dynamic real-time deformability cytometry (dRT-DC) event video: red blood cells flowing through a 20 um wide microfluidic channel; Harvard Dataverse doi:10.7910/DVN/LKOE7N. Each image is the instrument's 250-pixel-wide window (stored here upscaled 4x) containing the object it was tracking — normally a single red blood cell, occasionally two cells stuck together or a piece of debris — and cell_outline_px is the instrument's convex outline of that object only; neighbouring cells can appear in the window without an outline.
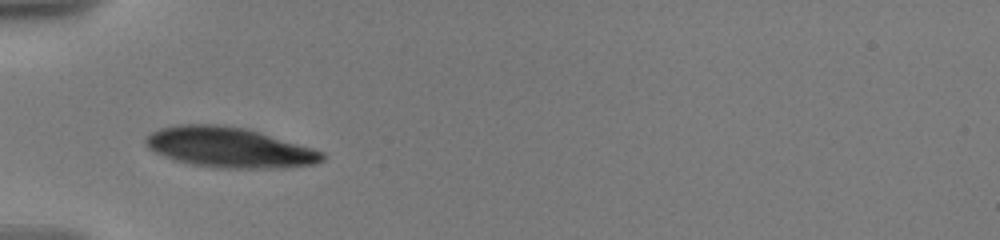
{"species": "human", "species_latin": "Homo sapiens", "temperature_condition": "warm", "stored_images_in_passage": 64, "camera_frame_rate_fps": 3000, "um_per_image_px": 0.085, "donor": {"sex": "male"}, "frame": {"image": 1, "passage_image": 1, "time_ms": 0.0, "image_size_px": [1000, 240], "cell_outline_px": [[324, 160], [316, 164], [284, 168], [216, 168], [192, 164], [176, 160], [164, 156], [148, 148], [144, 140], [144, 136], [160, 128], [176, 124], [224, 124], [248, 128], [312, 148], [324, 152]], "centroid_in_image_um": [19.48, 12.52], "position_along_channel_um": 65.5, "area_um2": 41.73}}
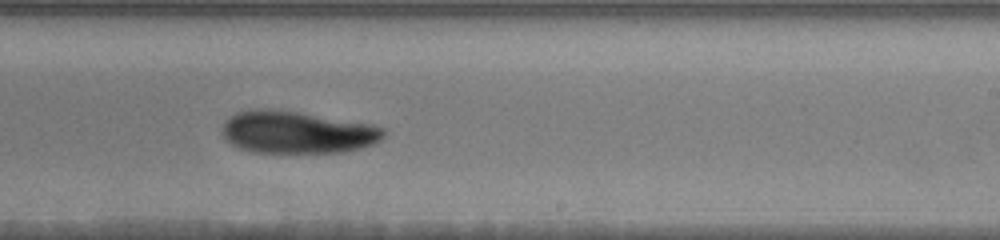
{"frame": {"image": 2, "passage_image": 20, "time_ms": 5.667, "image_size_px": [1000, 240], "cell_outline_px": [[384, 136], [380, 140], [372, 144], [360, 148], [340, 152], [252, 152], [240, 148], [224, 140], [220, 132], [220, 128], [224, 120], [236, 112], [256, 108], [268, 108], [296, 112], [372, 124], [384, 128]], "centroid_in_image_um": [25.17, 11.23], "position_along_channel_um": 263.8, "area_um2": 39.88}}
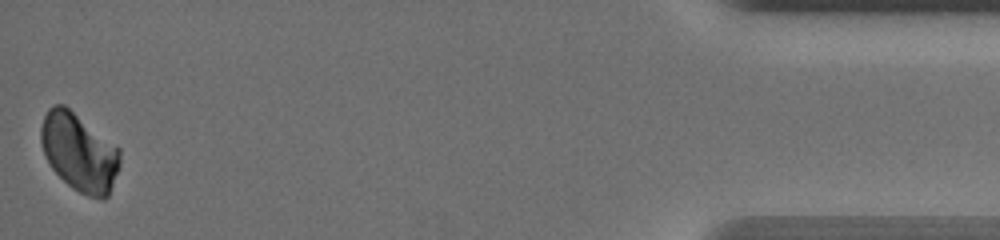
{"frame": {"image": 3, "passage_image": 62, "time_ms": 12.333, "image_size_px": [1000, 240], "cell_outline_px": [[120, 164], [108, 196], [104, 200], [100, 200], [88, 196], [72, 188], [52, 168], [44, 152], [40, 140], [40, 128], [44, 116], [48, 108], [52, 104], [64, 104], [120, 148]], "centroid_in_image_um": [6.73, 12.93], "position_along_channel_um": 428.5, "area_um2": 35.84}, "authors_computed_cell_mechanics": {"area_um2": 37.859, "velocity_mm_per_s": 3.5804, "shape_relaxation_time_tau1_ms": 1.9013, "shape_relaxation_time_tau2_ms": null, "deformation_change_tau1": 0.0601, "deformation_change_tau2": null}}